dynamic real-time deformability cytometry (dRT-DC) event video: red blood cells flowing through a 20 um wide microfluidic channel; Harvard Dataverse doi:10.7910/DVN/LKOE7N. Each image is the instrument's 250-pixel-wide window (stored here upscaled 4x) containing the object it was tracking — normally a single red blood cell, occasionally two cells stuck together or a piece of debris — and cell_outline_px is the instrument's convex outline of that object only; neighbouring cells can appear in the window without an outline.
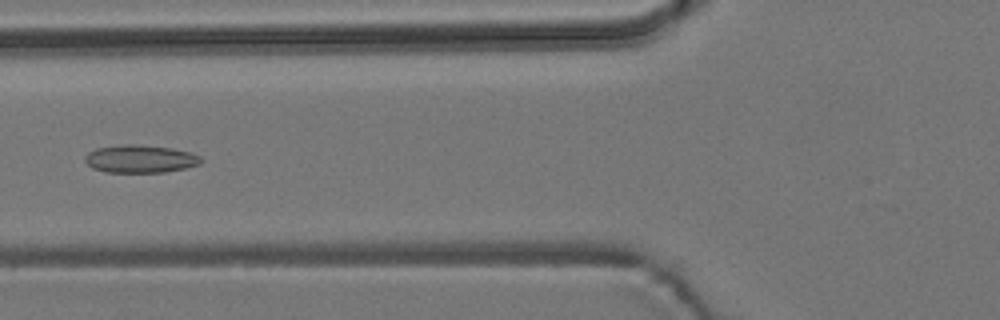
{"species": "common noctule bat (a hibernating species)", "species_latin": "Nyctalus noctula", "temperature_condition": "room temperature", "stored_images_in_passage": 6, "camera_frame_rate_fps": 3000, "um_per_image_px": 0.085, "animal": {"sex": "male", "body_mass_g": 19.2, "forearm_length_mm": 51.8}, "frame": {"image": 1, "passage_image": 5, "time_ms": 4.667, "image_size_px": [1000, 320], "cell_outline_px": [[204, 160], [200, 164], [184, 168], [164, 172], [104, 172], [92, 168], [84, 160], [84, 156], [88, 152], [96, 148], [120, 144], [136, 144], [172, 148], [188, 152], [200, 156]], "centroid_in_image_um": [11.89, 13.5], "position_along_channel_um": 113.9, "area_um2": 18.9}}
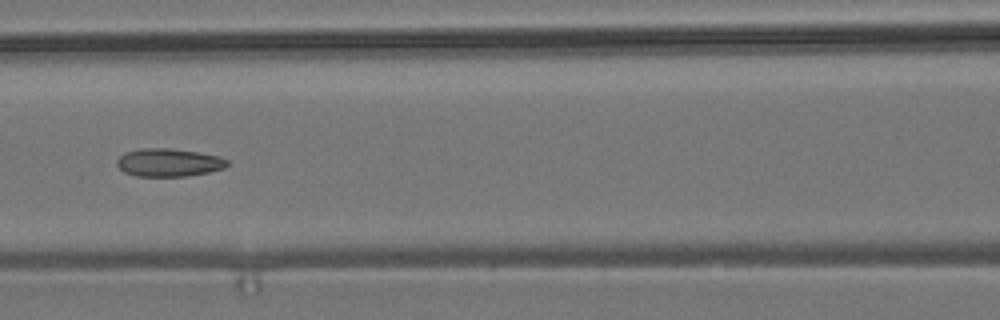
{"frame": {"image": 2, "passage_image": 6, "time_ms": 5.667, "image_size_px": [1000, 320], "cell_outline_px": [[228, 164], [224, 168], [208, 172], [188, 176], [136, 176], [124, 172], [116, 164], [116, 160], [124, 152], [144, 148], [168, 148], [196, 152], [220, 156], [228, 160]], "centroid_in_image_um": [14.33, 13.81], "position_along_channel_um": 152.3, "area_um2": 17.98}}